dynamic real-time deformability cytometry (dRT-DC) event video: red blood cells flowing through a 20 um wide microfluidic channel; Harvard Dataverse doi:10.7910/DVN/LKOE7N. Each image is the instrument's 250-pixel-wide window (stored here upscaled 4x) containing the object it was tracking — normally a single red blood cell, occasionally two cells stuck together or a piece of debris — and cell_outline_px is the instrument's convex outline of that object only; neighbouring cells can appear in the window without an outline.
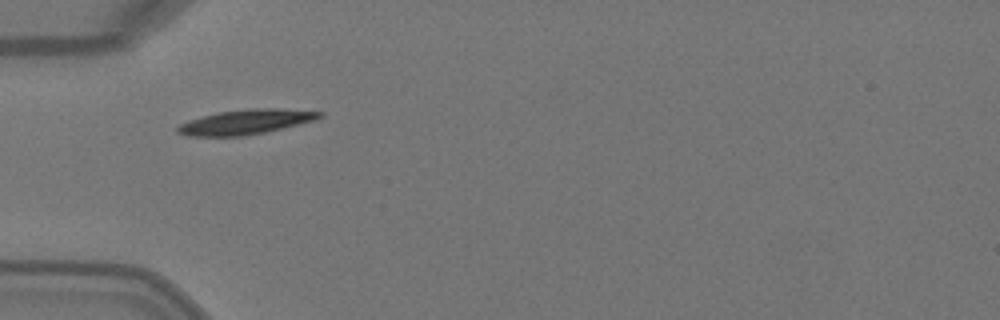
{"species": "Egyptian fruit bat (a non-hibernating species)", "species_latin": "Rousettus aegyptiacus", "temperature_condition": "warm", "stored_images_in_passage": 5, "camera_frame_rate_fps": 3000, "um_per_image_px": 0.085, "animal": {"sex": "female"}, "frame": {"image": 1, "passage_image": 2, "time_ms": 0.333, "image_size_px": [1000, 320], "cell_outline_px": [[324, 116], [316, 120], [264, 132], [240, 136], [188, 136], [176, 132], [176, 128], [180, 124], [188, 120], [220, 112], [252, 108], [280, 108], [324, 112]], "centroid_in_image_um": [20.91, 10.36], "position_along_channel_um": 64.1, "area_um2": 20.35}}
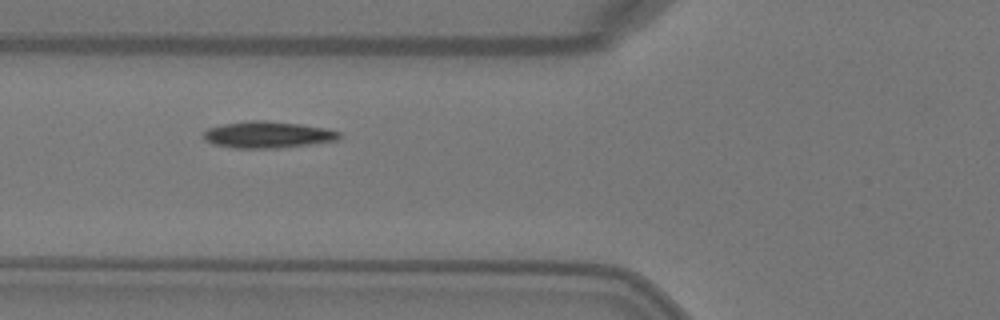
{"frame": {"image": 2, "passage_image": 3, "time_ms": 0.667, "image_size_px": [1000, 320], "cell_outline_px": [[340, 136], [336, 140], [308, 144], [276, 148], [232, 148], [212, 144], [204, 140], [204, 132], [208, 128], [224, 124], [248, 120], [264, 120], [300, 124], [324, 128], [340, 132]], "centroid_in_image_um": [22.69, 11.45], "position_along_channel_um": 103.1, "area_um2": 20.87}}
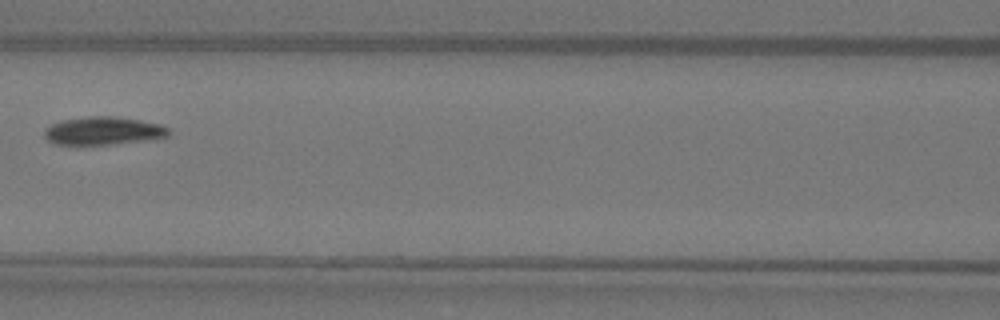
{"frame": {"image": 3, "passage_image": 4, "time_ms": 1.0, "image_size_px": [1000, 320], "cell_outline_px": [[168, 136], [144, 140], [112, 144], [56, 144], [48, 140], [44, 136], [44, 128], [60, 120], [84, 116], [112, 116], [140, 120], [160, 124], [168, 128]], "centroid_in_image_um": [8.73, 11.1], "position_along_channel_um": 157.9, "area_um2": 20.17}}